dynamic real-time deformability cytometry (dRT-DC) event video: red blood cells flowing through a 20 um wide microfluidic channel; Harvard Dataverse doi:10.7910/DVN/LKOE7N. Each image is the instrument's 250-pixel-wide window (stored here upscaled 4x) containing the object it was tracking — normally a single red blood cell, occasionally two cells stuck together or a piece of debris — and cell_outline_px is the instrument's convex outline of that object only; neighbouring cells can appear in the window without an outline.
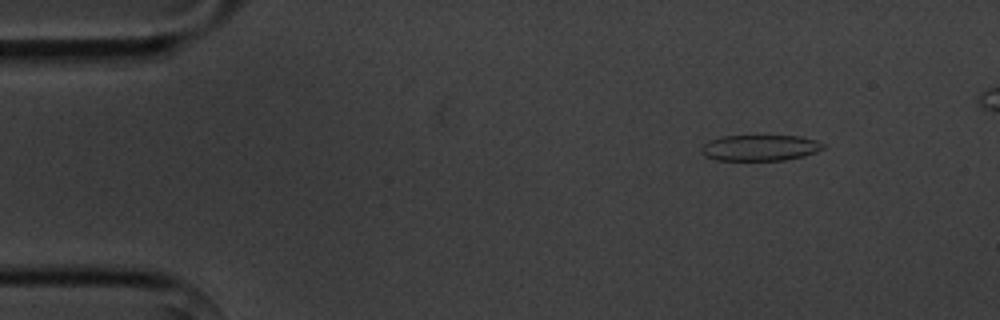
{"species": "common noctule bat (a hibernating species)", "species_latin": "Nyctalus noctula", "temperature_condition": "cold", "stored_images_in_passage": 5, "camera_frame_rate_fps": 3000, "um_per_image_px": 0.085, "animal": {"sex": "male", "body_mass_g": 20.1, "forearm_length_mm": 53.5}, "frame": {"image": 1, "passage_image": 2, "time_ms": 1.333, "image_size_px": [1000, 320], "cell_outline_px": [[824, 148], [816, 152], [804, 156], [784, 160], [716, 160], [704, 156], [700, 148], [708, 140], [724, 136], [800, 136], [816, 140], [824, 144]], "centroid_in_image_um": [64.59, 12.56], "position_along_channel_um": 20.4, "area_um2": 18.44}}